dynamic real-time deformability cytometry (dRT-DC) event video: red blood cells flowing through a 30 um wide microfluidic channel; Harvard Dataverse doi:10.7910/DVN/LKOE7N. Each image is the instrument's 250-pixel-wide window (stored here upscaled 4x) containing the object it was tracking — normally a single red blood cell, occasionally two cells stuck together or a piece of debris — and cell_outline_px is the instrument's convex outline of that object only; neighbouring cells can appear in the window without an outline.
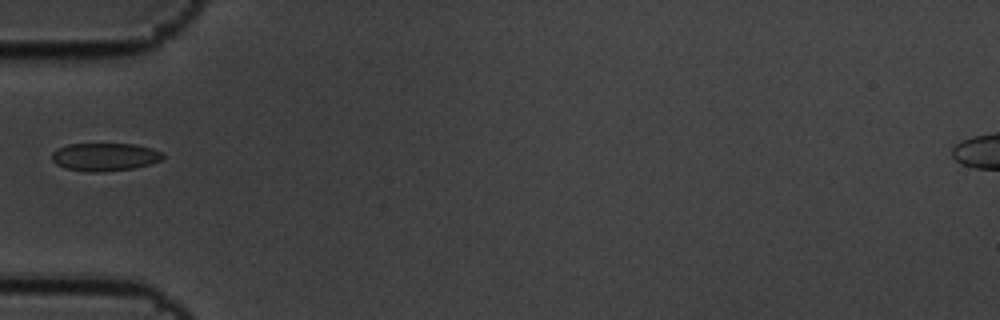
{"species": "common noctule bat (a hibernating species)", "species_latin": "Nyctalus noctula", "temperature_condition": "cold", "stored_images_in_passage": 5, "camera_frame_rate_fps": 3000, "um_per_image_px": 0.085, "animal": {"sex": "male", "body_mass_g": 19.5, "forearm_length_mm": 54.6}, "frame": {"image": 1, "passage_image": 5, "time_ms": 1.333, "image_size_px": [1000, 320], "cell_outline_px": [[164, 156], [160, 160], [148, 164], [132, 168], [104, 172], [88, 172], [64, 168], [56, 164], [52, 160], [52, 152], [68, 144], [136, 144], [152, 148], [164, 152]], "centroid_in_image_um": [8.91, 13.34], "position_along_channel_um": 76.1, "area_um2": 18.09}}